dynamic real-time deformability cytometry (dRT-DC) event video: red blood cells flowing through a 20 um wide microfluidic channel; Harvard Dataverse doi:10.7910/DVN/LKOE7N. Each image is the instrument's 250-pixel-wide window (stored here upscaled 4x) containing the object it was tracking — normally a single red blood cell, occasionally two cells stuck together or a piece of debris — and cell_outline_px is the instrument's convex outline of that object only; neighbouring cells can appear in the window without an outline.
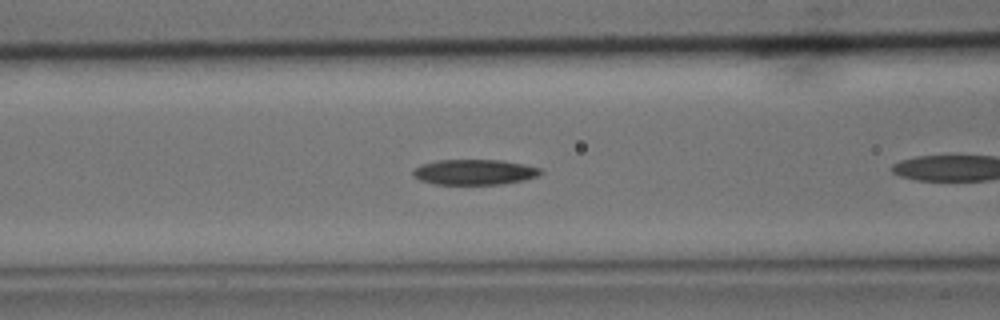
{"species": "common noctule bat (a hibernating species)", "species_latin": "Nyctalus noctula", "temperature_condition": "cold", "stored_images_in_passage": 29, "camera_frame_rate_fps": 3000, "um_per_image_px": 0.085, "animal": {"sex": "male", "body_mass_g": 15.6}, "frame": {"image": 1, "passage_image": 7, "time_ms": 2.0, "image_size_px": [1000, 320], "cell_outline_px": [[544, 172], [536, 176], [524, 180], [504, 184], [436, 184], [420, 180], [412, 176], [412, 172], [420, 164], [436, 160], [500, 160], [524, 164], [540, 168]], "centroid_in_image_um": [40.32, 14.62], "position_along_channel_um": 126.3, "area_um2": 18.9}}